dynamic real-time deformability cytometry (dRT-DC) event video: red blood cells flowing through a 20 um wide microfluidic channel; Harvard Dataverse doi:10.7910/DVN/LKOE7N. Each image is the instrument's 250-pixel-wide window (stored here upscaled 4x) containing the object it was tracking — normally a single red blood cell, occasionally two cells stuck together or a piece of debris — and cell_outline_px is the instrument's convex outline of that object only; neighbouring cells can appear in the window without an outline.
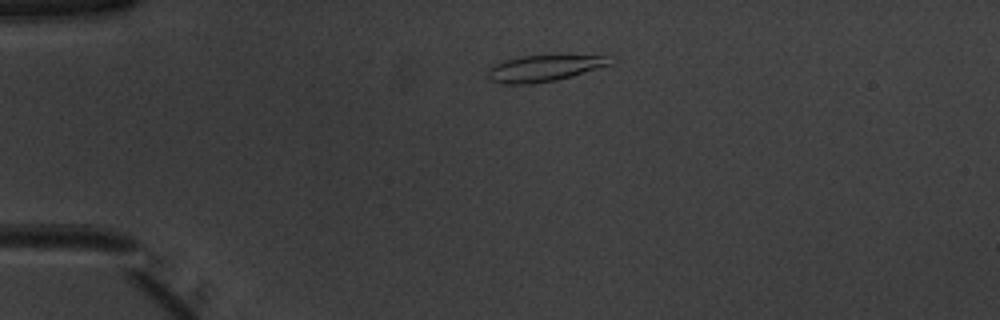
{"species": "common noctule bat (a hibernating species)", "species_latin": "Nyctalus noctula", "temperature_condition": "warm", "stored_images_in_passage": 40, "camera_frame_rate_fps": 3000, "um_per_image_px": 0.085, "animal": {"sex": "male", "body_mass_g": 20.1, "forearm_length_mm": 53.5}, "frame": {"image": 1, "passage_image": 1, "time_ms": 0.0, "image_size_px": [1000, 320], "cell_outline_px": [[616, 56], [612, 64], [556, 80], [532, 84], [504, 84], [492, 80], [488, 76], [488, 68], [492, 64], [504, 60], [524, 56]], "centroid_in_image_um": [46.24, 5.8], "position_along_channel_um": 38.8, "area_um2": 18.55}}
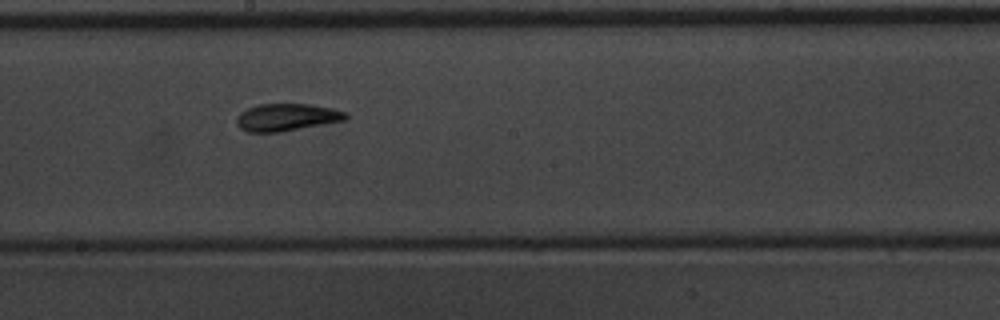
{"frame": {"image": 2, "passage_image": 18, "time_ms": 5.667, "image_size_px": [1000, 320], "cell_outline_px": [[348, 120], [280, 132], [248, 132], [240, 128], [236, 124], [236, 120], [240, 112], [248, 108], [260, 104], [308, 104], [332, 108], [344, 112], [348, 116]], "centroid_in_image_um": [24.37, 9.97], "position_along_channel_um": 223.8, "area_um2": 17.4}}
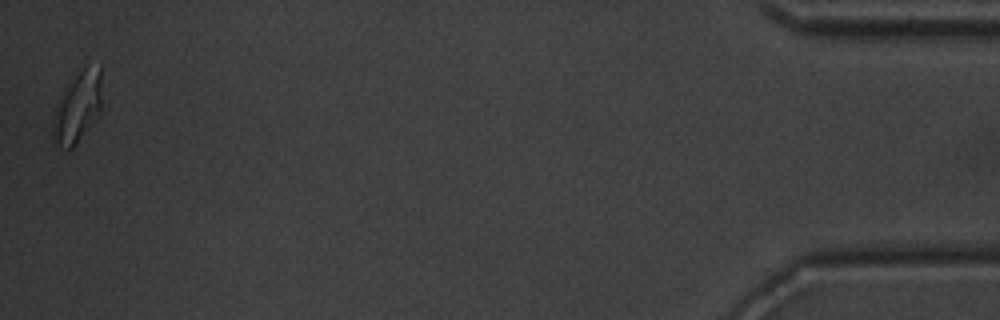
{"frame": {"image": 3, "passage_image": 40, "time_ms": 13.0, "image_size_px": [1000, 320], "cell_outline_px": [[100, 108], [72, 148], [60, 148], [52, 144], [52, 124], [56, 112], [68, 88], [76, 76], [84, 68], [100, 64]], "centroid_in_image_um": [6.57, 9.18], "position_along_channel_um": 428.6, "area_um2": 18.55}, "authors_computed_cell_mechanics": {"area_um2": 17.3978, "velocity_mm_per_s": 3.9567, "shape_relaxation_time_tau1_ms": 4.2628, "shape_relaxation_time_tau2_ms": 1.5131, "deformation_change_tau1": 0.1816, "deformation_change_tau2": 0.0763}}